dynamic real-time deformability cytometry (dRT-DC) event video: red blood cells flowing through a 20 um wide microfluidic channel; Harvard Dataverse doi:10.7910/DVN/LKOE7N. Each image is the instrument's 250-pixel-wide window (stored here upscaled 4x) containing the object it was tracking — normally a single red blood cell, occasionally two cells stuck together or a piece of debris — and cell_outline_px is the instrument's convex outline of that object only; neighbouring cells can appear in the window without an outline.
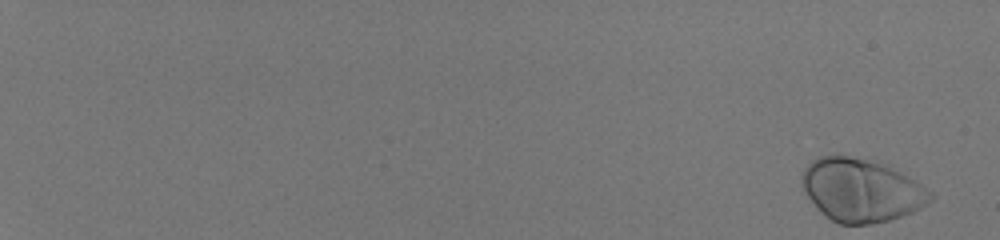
{"species": "human", "species_latin": "Homo sapiens", "temperature_condition": "room temperature", "stored_images_in_passage": 55, "camera_frame_rate_fps": 3000, "um_per_image_px": 0.085, "donor": {"sex": "male"}, "frame": {"image": 1, "passage_image": 1, "time_ms": 0.0, "image_size_px": [1000, 240], "cell_outline_px": [[932, 200], [920, 208], [912, 212], [888, 220], [872, 224], [840, 224], [832, 220], [808, 196], [800, 184], [804, 168], [812, 160], [820, 156], [848, 156], [880, 164], [920, 184], [932, 192]], "centroid_in_image_um": [73.18, 16.18], "position_along_channel_um": 11.8, "area_um2": 45.78}}
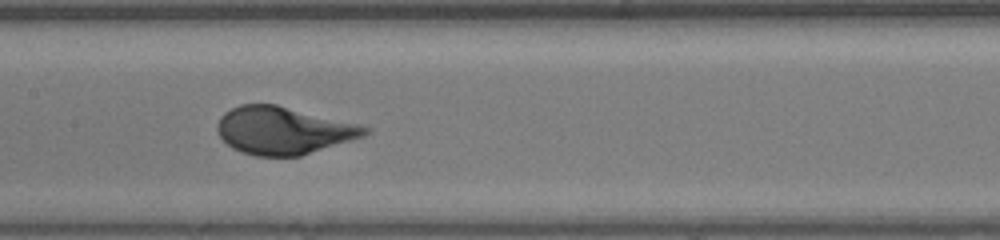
{"frame": {"image": 2, "passage_image": 33, "time_ms": 10.667, "image_size_px": [1000, 240], "cell_outline_px": [[372, 132], [364, 136], [300, 156], [256, 156], [240, 152], [232, 148], [220, 136], [216, 128], [216, 124], [220, 116], [224, 112], [240, 104], [276, 104], [372, 128]], "centroid_in_image_um": [24.05, 11.09], "position_along_channel_um": 183.3, "area_um2": 40.69}}
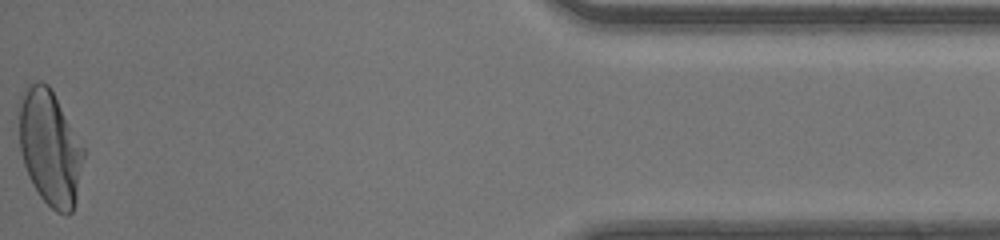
{"frame": {"image": 3, "passage_image": 55, "time_ms": 18.0, "image_size_px": [1000, 240], "cell_outline_px": [[88, 152], [76, 200], [72, 212], [64, 216], [56, 212], [40, 196], [32, 184], [28, 176], [20, 152], [16, 108], [20, 96], [24, 88], [28, 84], [36, 80], [40, 80], [48, 84]], "centroid_in_image_um": [4.24, 12.53], "position_along_channel_um": 431.0, "area_um2": 44.97}}